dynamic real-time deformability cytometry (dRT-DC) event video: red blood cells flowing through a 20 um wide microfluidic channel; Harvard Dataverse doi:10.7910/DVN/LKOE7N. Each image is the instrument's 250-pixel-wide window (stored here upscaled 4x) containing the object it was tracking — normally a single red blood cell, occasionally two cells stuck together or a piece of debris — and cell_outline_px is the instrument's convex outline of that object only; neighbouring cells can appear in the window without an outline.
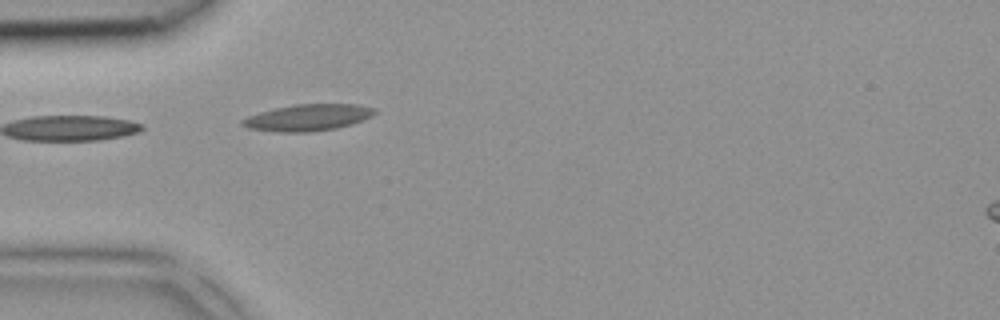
{"species": "common noctule bat (a hibernating species)", "species_latin": "Nyctalus noctula", "temperature_condition": "room temperature", "stored_images_in_passage": 1, "camera_frame_rate_fps": 3000, "um_per_image_px": 0.085, "animal": {"sex": "female", "body_mass_g": 18.4}, "frame": {"image": 1, "passage_image": 1, "time_ms": 0.0, "image_size_px": [1000, 320], "cell_outline_px": [[376, 112], [372, 116], [352, 124], [336, 128], [308, 132], [280, 132], [248, 128], [240, 124], [240, 120], [248, 116], [260, 112], [292, 104], [356, 104], [376, 108]], "centroid_in_image_um": [26.17, 9.98], "position_along_channel_um": 58.8, "area_um2": 20.46}}